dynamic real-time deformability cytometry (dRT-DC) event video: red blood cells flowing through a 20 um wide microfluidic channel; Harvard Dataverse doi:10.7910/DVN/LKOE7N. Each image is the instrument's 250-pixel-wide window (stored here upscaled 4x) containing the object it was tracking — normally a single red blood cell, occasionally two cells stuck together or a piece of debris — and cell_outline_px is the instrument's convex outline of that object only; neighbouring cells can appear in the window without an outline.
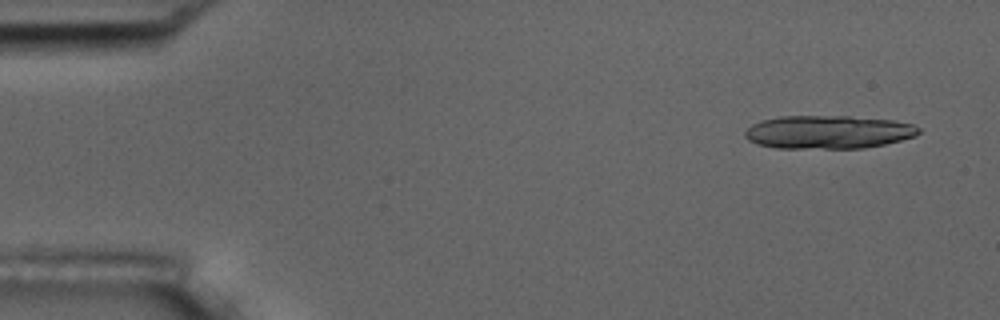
{"species": "common noctule bat (a hibernating species)", "species_latin": "Nyctalus noctula", "temperature_condition": "room temperature", "stored_images_in_passage": 15, "camera_frame_rate_fps": 3000, "um_per_image_px": 0.085, "animal": {"sex": "male", "body_mass_g": 17.5, "forearm_length_mm": 52.3}, "frame": {"image": 1, "passage_image": 3, "time_ms": 0.667, "image_size_px": [1000, 320], "cell_outline_px": [[920, 132], [916, 136], [884, 144], [864, 148], [776, 148], [756, 144], [748, 140], [744, 136], [744, 132], [752, 124], [760, 120], [780, 116], [848, 116], [892, 120], [912, 124], [920, 128]], "centroid_in_image_um": [70.37, 11.22], "position_along_channel_um": 14.6, "area_um2": 33.81}}